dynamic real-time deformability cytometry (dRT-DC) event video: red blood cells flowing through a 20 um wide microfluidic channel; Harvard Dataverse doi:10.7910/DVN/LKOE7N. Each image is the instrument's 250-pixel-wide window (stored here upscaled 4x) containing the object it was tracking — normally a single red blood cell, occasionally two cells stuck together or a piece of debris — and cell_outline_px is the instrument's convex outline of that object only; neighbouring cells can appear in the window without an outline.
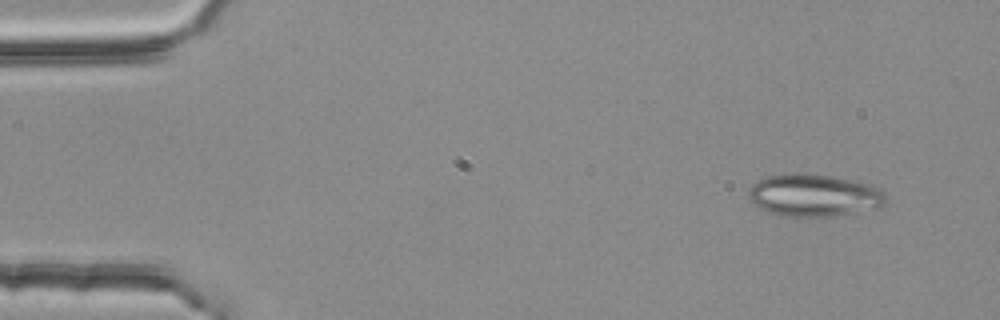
{"species": "common noctule bat (a hibernating species)", "species_latin": "Nyctalus noctula", "temperature_condition": "room temperature", "stored_images_in_passage": 3, "camera_frame_rate_fps": 3000, "um_per_image_px": 0.085, "animal": {"sex": "female", "body_mass_g": 25.1}, "frame": {"image": 1, "passage_image": 1, "time_ms": 0.0, "image_size_px": [1000, 320], "cell_outline_px": [[884, 204], [880, 208], [836, 216], [780, 216], [768, 212], [760, 208], [748, 196], [748, 188], [756, 180], [768, 176], [800, 172], [832, 176], [872, 184], [880, 188], [884, 192]], "centroid_in_image_um": [69.2, 16.6], "position_along_channel_um": 15.8, "area_um2": 34.16}}